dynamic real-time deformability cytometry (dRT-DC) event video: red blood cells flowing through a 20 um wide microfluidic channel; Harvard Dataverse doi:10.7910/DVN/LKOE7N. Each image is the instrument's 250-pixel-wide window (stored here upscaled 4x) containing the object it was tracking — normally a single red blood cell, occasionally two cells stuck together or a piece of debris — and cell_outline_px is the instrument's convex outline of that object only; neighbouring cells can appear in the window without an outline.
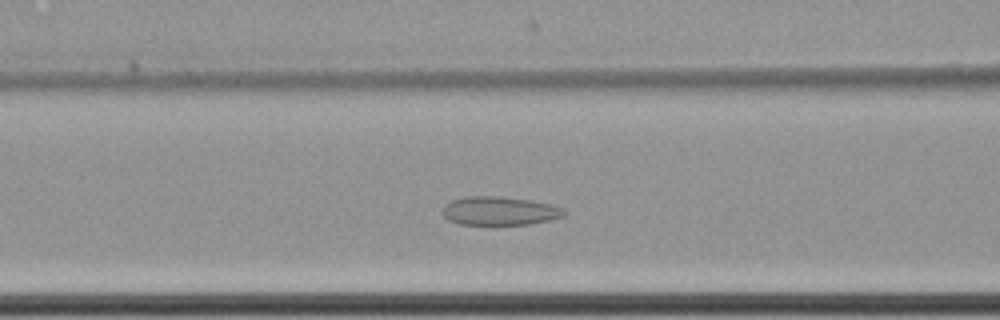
{"species": "common noctule bat (a hibernating species)", "species_latin": "Nyctalus noctula", "temperature_condition": "cold", "stored_images_in_passage": 42, "camera_frame_rate_fps": 3000, "um_per_image_px": 0.085, "animal": {"sex": "female", "body_mass_g": 22.7, "forearm_length_mm": 54.2}, "frame": {"image": 1, "passage_image": 14, "time_ms": 4.333, "image_size_px": [1000, 320], "cell_outline_px": [[564, 216], [552, 220], [528, 224], [460, 224], [448, 220], [440, 212], [444, 204], [452, 200], [468, 196], [496, 196], [528, 200], [548, 204], [560, 208], [564, 212]], "centroid_in_image_um": [42.39, 17.93], "position_along_channel_um": 124.2, "area_um2": 20.06}}
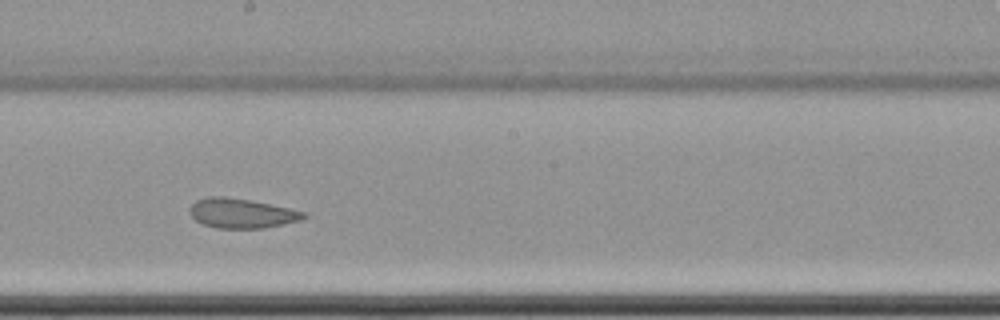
{"frame": {"image": 2, "passage_image": 23, "time_ms": 7.333, "image_size_px": [1000, 320], "cell_outline_px": [[308, 216], [300, 220], [284, 224], [264, 228], [216, 228], [200, 224], [188, 212], [188, 208], [196, 200], [208, 196], [224, 196], [248, 200], [288, 208], [304, 212]], "centroid_in_image_um": [20.48, 18.13], "position_along_channel_um": 227.7, "area_um2": 19.65}}
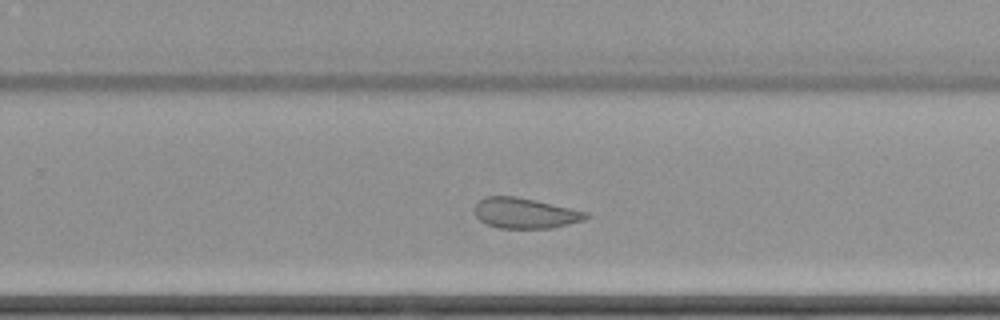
{"frame": {"image": 3, "passage_image": 28, "time_ms": 9.0, "image_size_px": [1000, 320], "cell_outline_px": [[592, 216], [584, 220], [552, 228], [500, 228], [488, 224], [480, 220], [476, 216], [476, 204], [484, 196], [516, 196], [536, 200], [588, 212]], "centroid_in_image_um": [44.67, 18.11], "position_along_channel_um": 285.1, "area_um2": 19.71}, "authors_computed_cell_mechanics": {"area_um2": 20.8947, "velocity_mm_per_s": 3.4495, "shape_relaxation_time_tau1_ms": null, "shape_relaxation_time_tau2_ms": 2.0982, "deformation_change_tau1": null, "deformation_change_tau2": 0.0891}}